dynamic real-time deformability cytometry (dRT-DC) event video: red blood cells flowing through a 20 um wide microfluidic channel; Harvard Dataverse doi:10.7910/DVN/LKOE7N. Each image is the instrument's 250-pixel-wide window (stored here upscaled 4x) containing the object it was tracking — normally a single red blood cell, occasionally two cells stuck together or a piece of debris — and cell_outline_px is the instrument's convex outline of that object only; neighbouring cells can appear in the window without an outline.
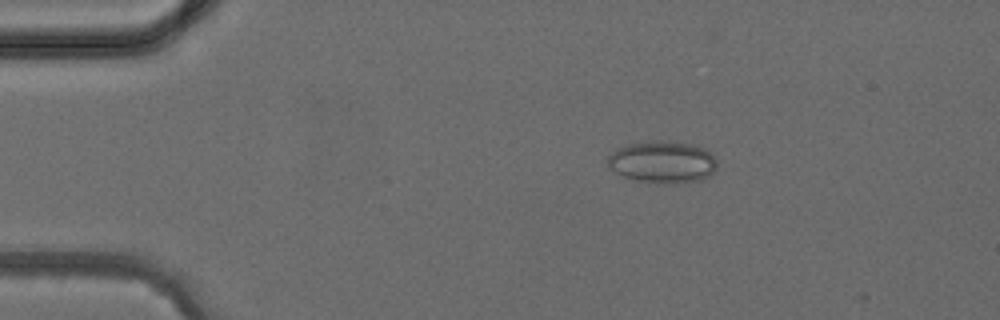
{"species": "common noctule bat (a hibernating species)", "species_latin": "Nyctalus noctula", "temperature_condition": "cold", "stored_images_in_passage": 4, "camera_frame_rate_fps": 3000, "um_per_image_px": 0.085, "animal": {"sex": "female", "body_mass_g": 24.6, "forearm_length_mm": 56.2}, "frame": {"image": 1, "passage_image": 2, "time_ms": 1.333, "image_size_px": [1000, 320], "cell_outline_px": [[716, 168], [708, 176], [700, 180], [672, 184], [656, 184], [636, 180], [624, 176], [608, 168], [604, 160], [616, 148], [628, 144], [692, 144], [704, 148], [716, 160]], "centroid_in_image_um": [56.26, 13.84], "position_along_channel_um": 28.7, "area_um2": 26.07}}